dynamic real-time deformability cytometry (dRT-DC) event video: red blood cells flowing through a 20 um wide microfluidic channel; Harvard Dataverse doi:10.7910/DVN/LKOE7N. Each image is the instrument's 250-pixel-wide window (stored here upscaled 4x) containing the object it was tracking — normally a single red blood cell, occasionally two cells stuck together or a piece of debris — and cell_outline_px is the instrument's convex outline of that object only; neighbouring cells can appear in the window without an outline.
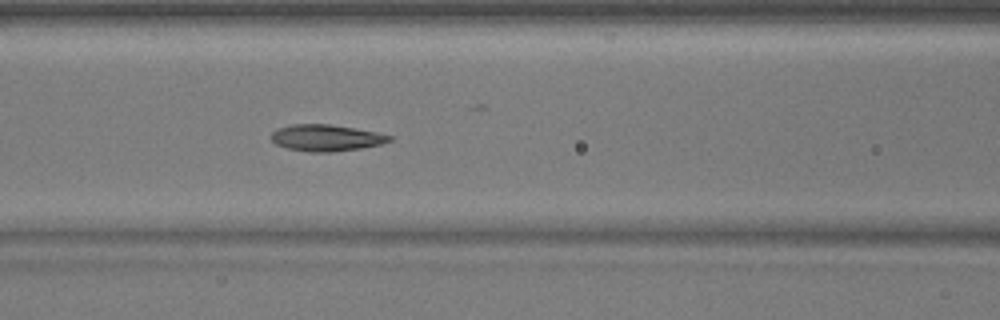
{"species": "common noctule bat (a hibernating species)", "species_latin": "Nyctalus noctula", "temperature_condition": "warm", "stored_images_in_passage": 52, "camera_frame_rate_fps": 3000, "um_per_image_px": 0.085, "animal": {"sex": "male", "body_mass_g": 17.9}, "frame": {"image": 1, "passage_image": 22, "time_ms": 7.0, "image_size_px": [1000, 320], "cell_outline_px": [[392, 140], [380, 144], [360, 148], [332, 152], [308, 152], [288, 148], [276, 144], [272, 140], [272, 132], [276, 128], [292, 124], [328, 124], [376, 132], [392, 136]], "centroid_in_image_um": [27.69, 11.71], "position_along_channel_um": 138.9, "area_um2": 18.09}}
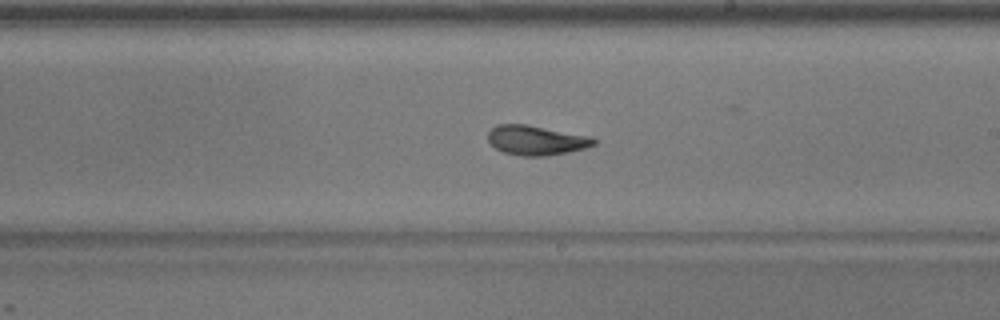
{"frame": {"image": 2, "passage_image": 30, "time_ms": 9.667, "image_size_px": [1000, 320], "cell_outline_px": [[596, 144], [584, 148], [568, 152], [548, 156], [520, 156], [504, 152], [496, 148], [488, 140], [488, 132], [496, 124], [528, 124], [592, 136], [596, 140]], "centroid_in_image_um": [45.59, 11.91], "position_along_channel_um": 243.4, "area_um2": 18.44}}